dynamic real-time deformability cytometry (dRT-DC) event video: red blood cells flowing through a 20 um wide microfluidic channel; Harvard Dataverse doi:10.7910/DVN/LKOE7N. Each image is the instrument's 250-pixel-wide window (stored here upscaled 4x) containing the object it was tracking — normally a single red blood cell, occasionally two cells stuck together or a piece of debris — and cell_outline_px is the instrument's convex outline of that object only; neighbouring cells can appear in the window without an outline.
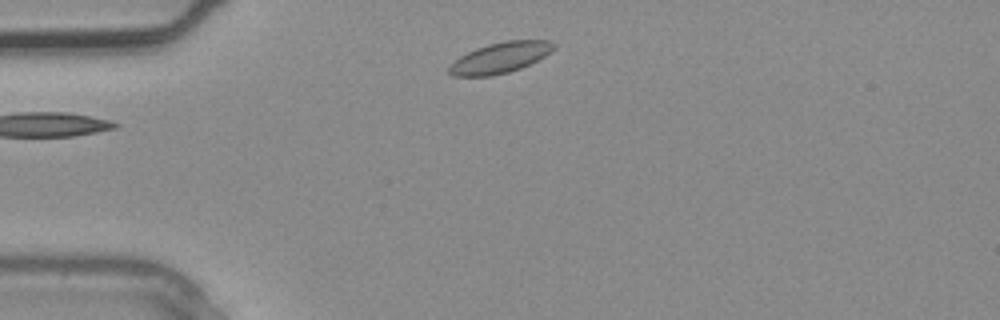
{"species": "common noctule bat (a hibernating species)", "species_latin": "Nyctalus noctula", "temperature_condition": "warm", "stored_images_in_passage": 1, "camera_frame_rate_fps": 3000, "um_per_image_px": 0.085, "animal": {"sex": "male", "body_mass_g": 20.4}, "frame": {"image": 1, "passage_image": 1, "time_ms": 0.0, "image_size_px": [1000, 320], "cell_outline_px": [[556, 44], [544, 56], [520, 68], [508, 72], [492, 76], [452, 76], [448, 72], [448, 68], [460, 56], [476, 48], [488, 44], [504, 40], [548, 40]], "centroid_in_image_um": [42.48, 4.9], "position_along_channel_um": 42.5, "area_um2": 18.44}}